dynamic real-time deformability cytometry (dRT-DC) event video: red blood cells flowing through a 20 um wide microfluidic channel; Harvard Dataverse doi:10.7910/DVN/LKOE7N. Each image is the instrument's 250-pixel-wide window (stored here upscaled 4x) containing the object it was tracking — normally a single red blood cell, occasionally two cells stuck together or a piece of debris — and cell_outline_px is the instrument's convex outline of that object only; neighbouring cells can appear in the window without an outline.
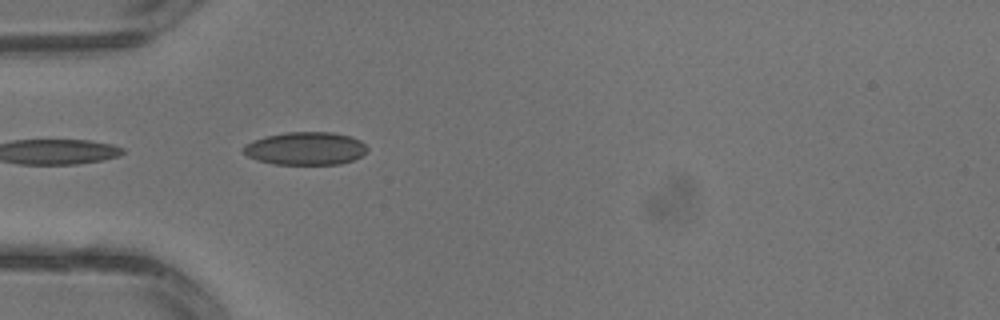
{"species": "common noctule bat (a hibernating species)", "species_latin": "Nyctalus noctula", "temperature_condition": "warm", "stored_images_in_passage": 1, "camera_frame_rate_fps": 3000, "um_per_image_px": 0.085, "animal": {"sex": "male", "body_mass_g": 13.3}, "frame": {"image": 1, "passage_image": 1, "time_ms": 0.0, "image_size_px": [1000, 320], "cell_outline_px": [[368, 152], [352, 160], [340, 164], [272, 164], [256, 160], [248, 156], [240, 148], [244, 144], [252, 140], [284, 132], [332, 132], [348, 136], [360, 140], [368, 148]], "centroid_in_image_um": [25.94, 12.62], "position_along_channel_um": 59.1, "area_um2": 23.87}}